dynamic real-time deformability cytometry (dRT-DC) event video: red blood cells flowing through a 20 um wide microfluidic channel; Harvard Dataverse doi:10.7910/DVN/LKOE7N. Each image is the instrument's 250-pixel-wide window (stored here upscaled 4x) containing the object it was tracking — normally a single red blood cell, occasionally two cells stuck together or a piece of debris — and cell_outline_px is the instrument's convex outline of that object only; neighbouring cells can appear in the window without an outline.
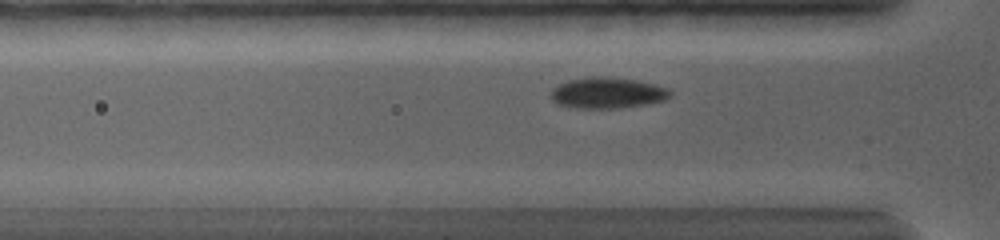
{"species": "common noctule bat (a hibernating species)", "species_latin": "Nyctalus noctula", "temperature_condition": "warm", "stored_images_in_passage": 34, "camera_frame_rate_fps": 5000, "um_per_image_px": 0.085, "animal": {"sex": "female", "body_mass_g": 19.0, "forearm_length_mm": 56.7}, "frame": {"image": 1, "passage_image": 9, "time_ms": 2.8, "image_size_px": [1000, 240], "cell_outline_px": [[672, 96], [664, 100], [644, 104], [620, 108], [576, 108], [560, 104], [552, 100], [552, 88], [568, 80], [592, 76], [600, 76], [636, 80], [652, 84], [664, 88], [672, 92]], "centroid_in_image_um": [51.62, 7.9], "position_along_channel_um": 74.2, "area_um2": 21.21}}
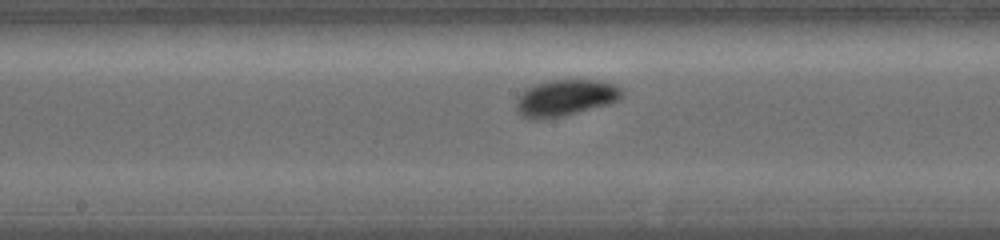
{"frame": {"image": 2, "passage_image": 20, "time_ms": 6.2, "image_size_px": [1000, 240], "cell_outline_px": [[624, 96], [608, 104], [544, 120], [528, 120], [516, 112], [516, 100], [528, 88], [536, 84], [552, 80], [592, 80], [612, 84], [620, 88], [624, 92]], "centroid_in_image_um": [48.01, 8.34], "position_along_channel_um": 200.2, "area_um2": 22.14}}
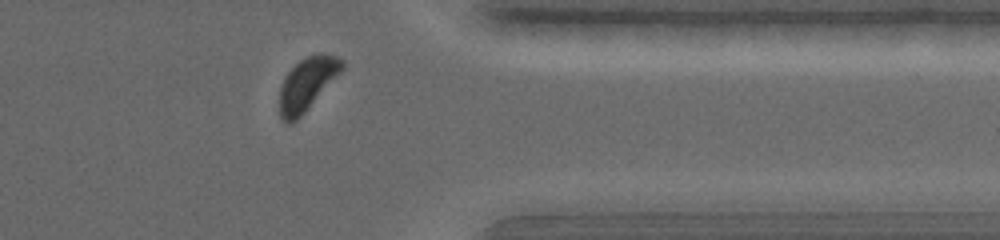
{"frame": {"image": 3, "passage_image": 31, "time_ms": 11.4, "image_size_px": [1000, 240], "cell_outline_px": [[344, 68], [304, 112], [296, 120], [288, 124], [280, 116], [280, 88], [284, 76], [300, 60], [308, 56], [320, 52], [336, 56], [344, 60]], "centroid_in_image_um": [26.11, 7.1], "position_along_channel_um": 385.3, "area_um2": 18.84}, "authors_computed_cell_mechanics": {"area_um2": 20.4612, "velocity_mm_per_s": 3.7065, "shape_relaxation_time_tau1_ms": 2.008, "shape_relaxation_time_tau2_ms": null, "deformation_change_tau1": 0.089, "deformation_change_tau2": null}}